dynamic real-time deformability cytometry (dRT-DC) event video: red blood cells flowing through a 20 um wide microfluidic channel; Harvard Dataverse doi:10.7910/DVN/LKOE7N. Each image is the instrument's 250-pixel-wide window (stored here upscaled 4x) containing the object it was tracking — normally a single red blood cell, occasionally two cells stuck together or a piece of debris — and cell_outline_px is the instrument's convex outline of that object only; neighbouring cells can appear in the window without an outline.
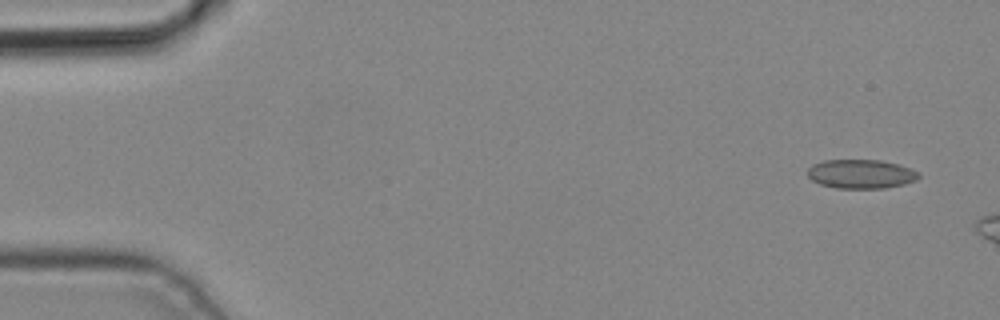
{"species": "common noctule bat (a hibernating species)", "species_latin": "Nyctalus noctula", "temperature_condition": "cold", "stored_images_in_passage": 3, "camera_frame_rate_fps": 3000, "um_per_image_px": 0.085, "animal": {"sex": "male", "body_mass_g": 19.2, "forearm_length_mm": 51.8}, "frame": {"image": 1, "passage_image": 1, "time_ms": 0.0, "image_size_px": [1000, 320], "cell_outline_px": [[920, 176], [916, 180], [904, 184], [884, 188], [836, 188], [820, 184], [812, 180], [808, 176], [808, 168], [812, 164], [824, 160], [880, 160], [900, 164], [912, 168], [920, 172]], "centroid_in_image_um": [73.21, 14.78], "position_along_channel_um": 11.8, "area_um2": 18.96}}